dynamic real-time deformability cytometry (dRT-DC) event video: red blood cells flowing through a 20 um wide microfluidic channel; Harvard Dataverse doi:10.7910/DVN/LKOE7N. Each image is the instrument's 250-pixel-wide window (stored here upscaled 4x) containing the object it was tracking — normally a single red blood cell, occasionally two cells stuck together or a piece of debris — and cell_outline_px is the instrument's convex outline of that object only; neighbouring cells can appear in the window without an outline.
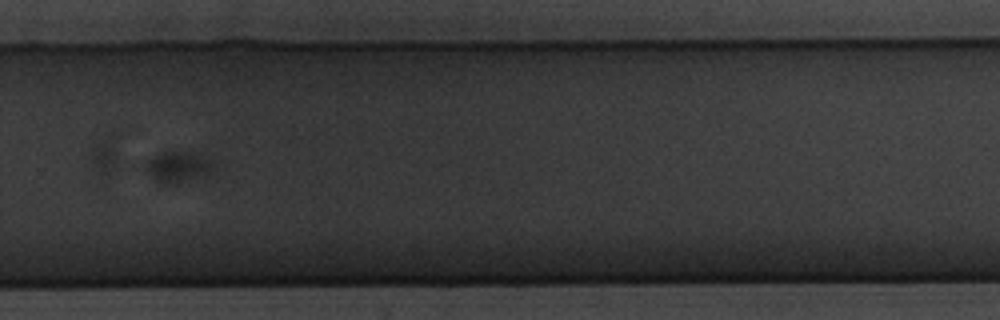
{"species": "common noctule bat (a hibernating species)", "species_latin": "Nyctalus noctula", "temperature_condition": "warm", "stored_images_in_passage": 51, "segment_of_instrument_passage": [2, 2], "camera_frame_rate_fps": 3000, "um_per_image_px": 0.085, "animal": {"sex": "male", "body_mass_g": 20.1, "forearm_length_mm": 53.5}, "frame": {"image": 1, "passage_image": 37, "time_ms": 12.0, "image_size_px": [1000, 320], "cell_outline_px": [[220, 164], [208, 172], [176, 180], [156, 180], [152, 176], [148, 168], [148, 160], [164, 152], [192, 152], [220, 160]], "centroid_in_image_um": [15.32, 14.06], "position_along_channel_um": 314.5, "area_um2": 11.04}}